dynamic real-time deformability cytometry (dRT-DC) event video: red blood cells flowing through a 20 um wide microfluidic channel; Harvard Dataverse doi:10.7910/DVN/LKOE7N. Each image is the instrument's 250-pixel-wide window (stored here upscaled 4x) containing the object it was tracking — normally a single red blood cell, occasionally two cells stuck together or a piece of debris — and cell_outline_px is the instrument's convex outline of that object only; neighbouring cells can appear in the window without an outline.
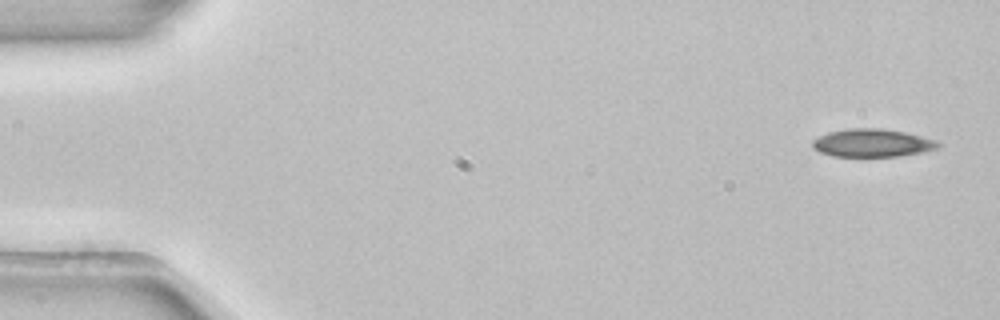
{"species": "common noctule bat (a hibernating species)", "species_latin": "Nyctalus noctula", "temperature_condition": "room temperature", "stored_images_in_passage": 51, "camera_frame_rate_fps": 3000, "um_per_image_px": 0.085, "animal": {"sex": "female", "body_mass_g": 22.7, "forearm_length_mm": 54.2}, "frame": {"image": 1, "passage_image": 1, "time_ms": 0.0, "image_size_px": [1000, 320], "cell_outline_px": [[940, 144], [936, 148], [920, 152], [900, 156], [832, 156], [820, 152], [812, 148], [812, 140], [828, 132], [848, 128], [880, 128], [904, 132], [936, 140]], "centroid_in_image_um": [74.09, 12.15], "position_along_channel_um": 10.9, "area_um2": 20.29}}
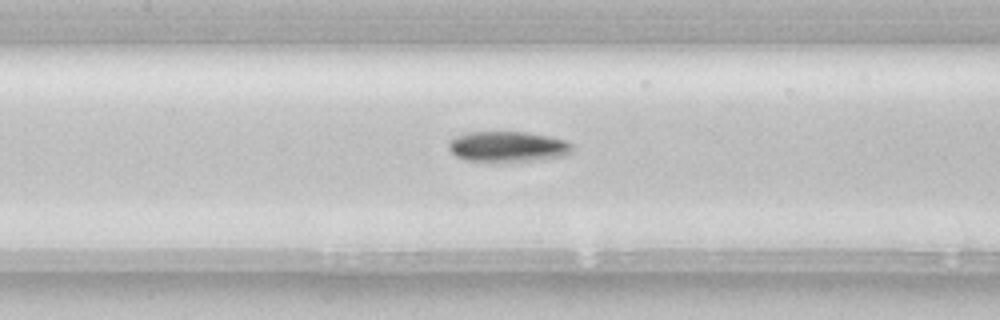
{"frame": {"image": 2, "passage_image": 23, "time_ms": 7.333, "image_size_px": [1000, 320], "cell_outline_px": [[572, 152], [564, 156], [540, 160], [464, 160], [456, 156], [448, 148], [448, 140], [456, 136], [468, 132], [528, 132], [548, 136], [564, 140], [572, 144]], "centroid_in_image_um": [43.16, 12.44], "position_along_channel_um": 164.2, "area_um2": 21.73}}
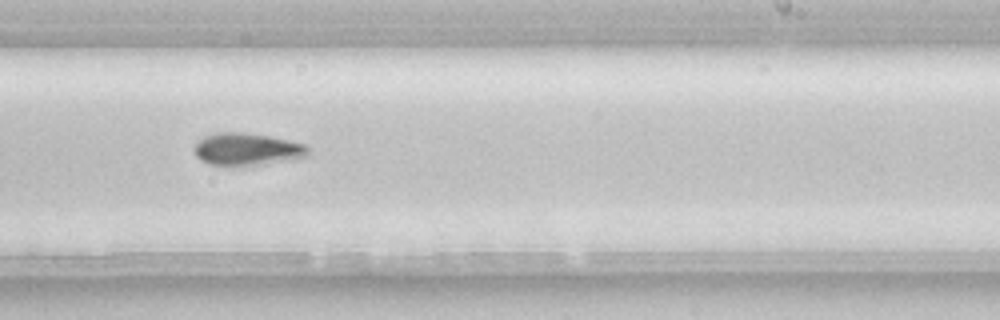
{"frame": {"image": 3, "passage_image": 31, "time_ms": 10.0, "image_size_px": [1000, 320], "cell_outline_px": [[308, 156], [292, 160], [244, 168], [208, 164], [200, 160], [196, 156], [192, 148], [204, 136], [220, 132], [240, 132], [268, 136], [288, 140], [304, 144], [308, 148]], "centroid_in_image_um": [20.97, 12.73], "position_along_channel_um": 268.0, "area_um2": 22.08}, "authors_computed_cell_mechanics": {"area_um2": 21.1548, "velocity_mm_per_s": 3.911, "shape_relaxation_time_tau1_ms": 4.1605, "shape_relaxation_time_tau2_ms": null, "deformation_change_tau1": 0.1283, "deformation_change_tau2": null}}